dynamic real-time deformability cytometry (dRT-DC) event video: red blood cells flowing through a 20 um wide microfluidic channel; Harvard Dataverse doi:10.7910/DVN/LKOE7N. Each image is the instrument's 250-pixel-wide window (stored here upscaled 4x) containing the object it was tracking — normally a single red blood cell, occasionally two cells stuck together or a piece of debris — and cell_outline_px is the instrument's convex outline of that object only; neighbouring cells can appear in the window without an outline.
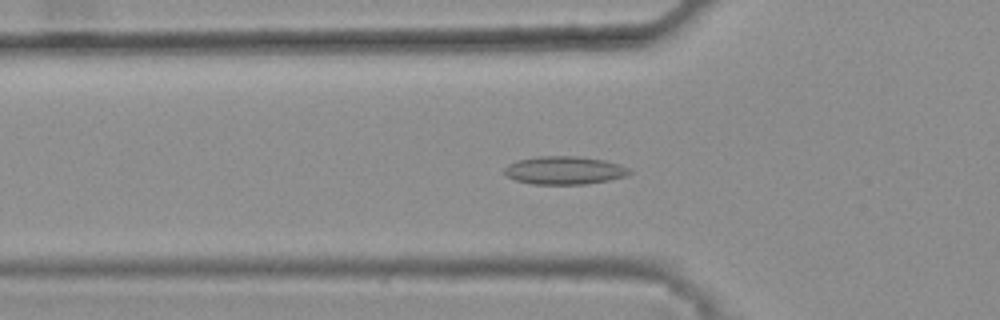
{"species": "common noctule bat (a hibernating species)", "species_latin": "Nyctalus noctula", "temperature_condition": "warm", "stored_images_in_passage": 46, "camera_frame_rate_fps": 3000, "um_per_image_px": 0.085, "animal": {"sex": "female", "body_mass_g": 25.1}, "frame": {"image": 1, "passage_image": 18, "time_ms": 5.667, "image_size_px": [1000, 320], "cell_outline_px": [[632, 172], [628, 176], [588, 184], [532, 184], [516, 180], [508, 176], [504, 172], [504, 168], [508, 164], [516, 160], [540, 156], [576, 156], [604, 160], [620, 164], [632, 168]], "centroid_in_image_um": [48.02, 14.48], "position_along_channel_um": 77.8, "area_um2": 20.63}}
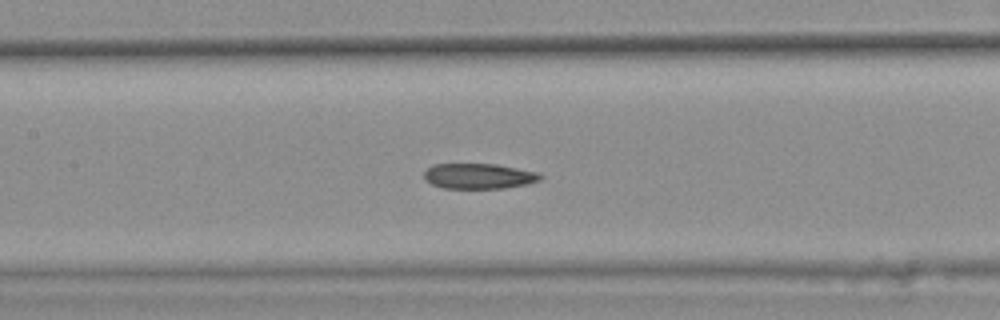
{"frame": {"image": 2, "passage_image": 25, "time_ms": 8.0, "image_size_px": [1000, 320], "cell_outline_px": [[544, 176], [540, 180], [528, 184], [504, 188], [444, 188], [432, 184], [424, 180], [424, 172], [432, 164], [496, 164], [536, 172]], "centroid_in_image_um": [40.69, 14.97], "position_along_channel_um": 166.7, "area_um2": 17.17}}
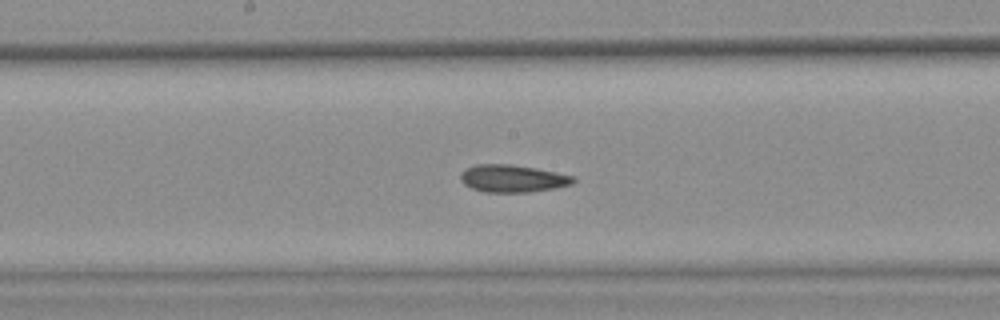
{"frame": {"image": 3, "passage_image": 28, "time_ms": 9.0, "image_size_px": [1000, 320], "cell_outline_px": [[576, 180], [572, 184], [556, 188], [528, 192], [484, 192], [472, 188], [464, 184], [460, 180], [460, 172], [476, 164], [512, 164], [536, 168], [576, 176]], "centroid_in_image_um": [43.59, 15.17], "position_along_channel_um": 204.6, "area_um2": 18.15}, "authors_computed_cell_mechanics": {"area_um2": 18.4671, "velocity_mm_per_s": 3.8024, "shape_relaxation_time_tau1_ms": null, "shape_relaxation_time_tau2_ms": 3.3518, "deformation_change_tau1": null, "deformation_change_tau2": 0.0884}}